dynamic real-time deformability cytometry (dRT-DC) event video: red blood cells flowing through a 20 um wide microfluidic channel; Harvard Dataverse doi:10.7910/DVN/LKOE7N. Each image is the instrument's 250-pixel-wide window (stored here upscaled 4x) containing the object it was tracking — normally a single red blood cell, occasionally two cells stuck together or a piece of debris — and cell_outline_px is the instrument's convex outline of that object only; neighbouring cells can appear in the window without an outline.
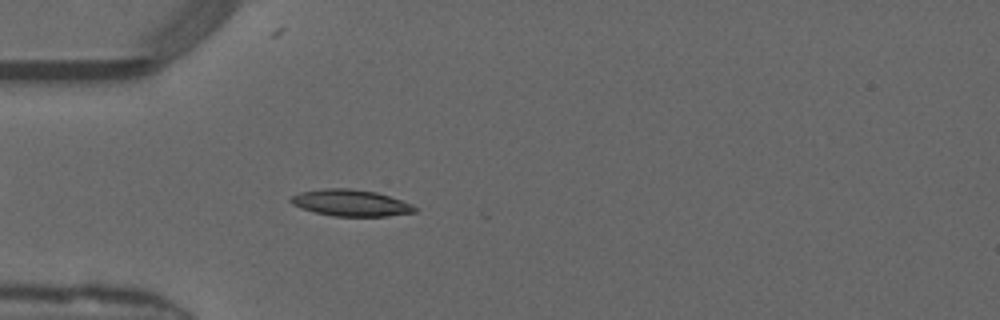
{"species": "common noctule bat (a hibernating species)", "species_latin": "Nyctalus noctula", "temperature_condition": "warm", "stored_images_in_passage": 7, "camera_frame_rate_fps": 3000, "um_per_image_px": 0.085, "animal": {"sex": "male", "forearm_length_mm": 52.5}, "frame": {"image": 1, "passage_image": 3, "time_ms": 0.667, "image_size_px": [1000, 320], "cell_outline_px": [[416, 212], [388, 216], [332, 216], [316, 212], [292, 204], [288, 200], [292, 196], [300, 192], [324, 188], [352, 188], [376, 192], [412, 204], [416, 208]], "centroid_in_image_um": [29.81, 17.24], "position_along_channel_um": 55.2, "area_um2": 19.02}}
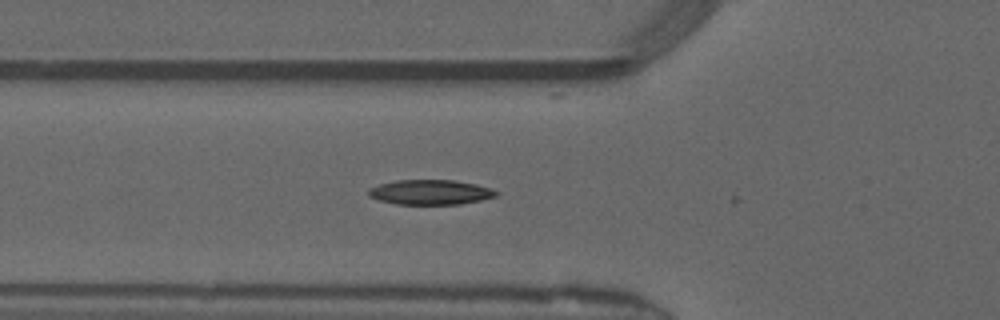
{"frame": {"image": 2, "passage_image": 6, "time_ms": 1.667, "image_size_px": [1000, 320], "cell_outline_px": [[500, 192], [496, 196], [480, 200], [460, 204], [396, 204], [380, 200], [368, 196], [368, 188], [380, 184], [396, 180], [456, 180], [476, 184], [492, 188]], "centroid_in_image_um": [36.6, 16.33], "position_along_channel_um": 89.2, "area_um2": 18.55}}